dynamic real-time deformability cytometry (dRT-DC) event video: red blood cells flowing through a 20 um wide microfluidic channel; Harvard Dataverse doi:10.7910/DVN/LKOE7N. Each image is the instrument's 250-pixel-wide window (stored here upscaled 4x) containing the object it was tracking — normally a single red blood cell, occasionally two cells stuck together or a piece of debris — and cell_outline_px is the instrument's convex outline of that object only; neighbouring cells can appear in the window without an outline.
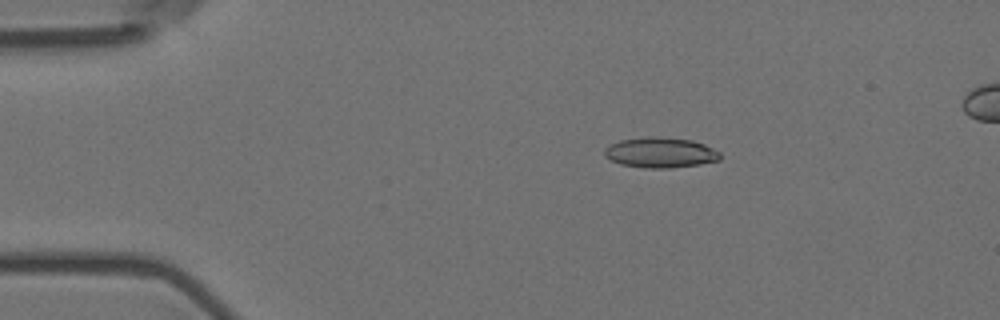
{"species": "Egyptian fruit bat (a non-hibernating species)", "species_latin": "Rousettus aegyptiacus", "temperature_condition": "room temperature", "stored_images_in_passage": 6, "segment_of_instrument_passage": [1, 2], "camera_frame_rate_fps": 3000, "um_per_image_px": 0.085, "animal": {"sex": "female"}, "frame": {"image": 1, "passage_image": 3, "time_ms": 0.667, "image_size_px": [1000, 320], "cell_outline_px": [[720, 160], [700, 164], [668, 168], [644, 168], [620, 164], [604, 156], [604, 148], [608, 144], [620, 140], [648, 136], [656, 136], [692, 140], [704, 144], [720, 152]], "centroid_in_image_um": [56.1, 12.96], "position_along_channel_um": 28.9, "area_um2": 20.58}}